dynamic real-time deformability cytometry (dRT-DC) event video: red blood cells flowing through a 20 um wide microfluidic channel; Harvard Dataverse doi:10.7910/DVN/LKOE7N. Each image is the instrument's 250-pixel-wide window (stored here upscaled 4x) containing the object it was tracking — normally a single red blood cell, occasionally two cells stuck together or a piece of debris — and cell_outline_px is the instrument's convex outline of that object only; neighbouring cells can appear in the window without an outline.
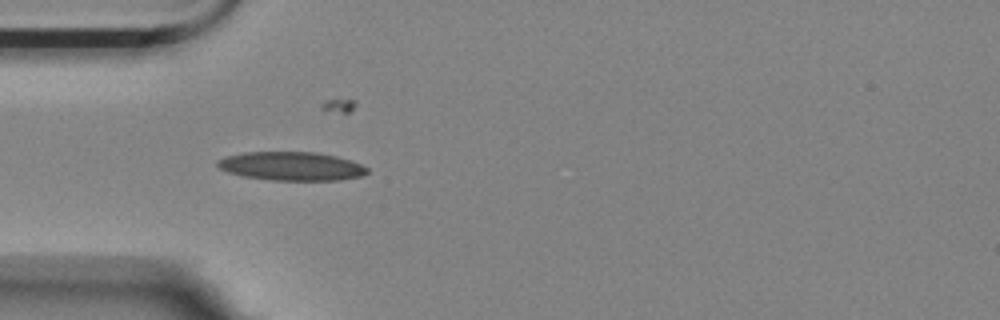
{"species": "Egyptian fruit bat (a non-hibernating species)", "species_latin": "Rousettus aegyptiacus", "temperature_condition": "room temperature", "stored_images_in_passage": 42, "camera_frame_rate_fps": 3000, "um_per_image_px": 0.085, "animal": {"sex": "female"}, "frame": {"image": 1, "passage_image": 1, "time_ms": 0.0, "image_size_px": [1000, 320], "cell_outline_px": [[368, 172], [360, 176], [336, 180], [272, 180], [244, 176], [228, 172], [220, 168], [216, 164], [216, 160], [224, 156], [244, 152], [316, 152], [336, 156], [352, 160], [368, 168]], "centroid_in_image_um": [24.75, 14.11], "position_along_channel_um": 60.3, "area_um2": 24.97}}
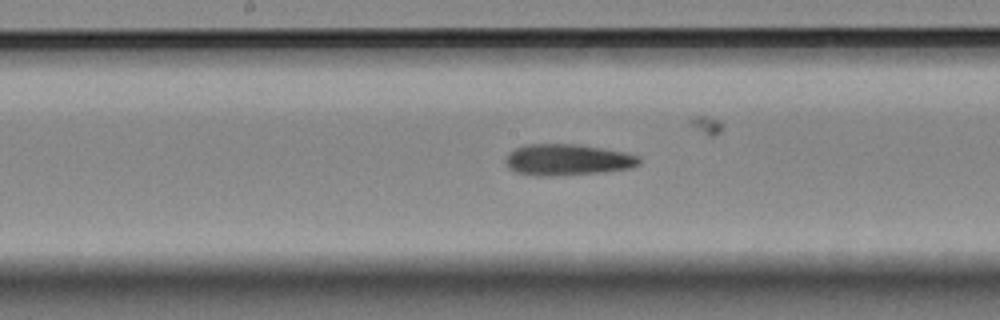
{"frame": {"image": 2, "passage_image": 13, "time_ms": 4.0, "image_size_px": [1000, 320], "cell_outline_px": [[640, 164], [628, 168], [604, 172], [552, 176], [536, 176], [516, 172], [508, 168], [504, 164], [504, 160], [516, 148], [528, 144], [580, 144], [624, 152], [640, 156]], "centroid_in_image_um": [48.23, 13.58], "position_along_channel_um": 200.0, "area_um2": 24.39}}
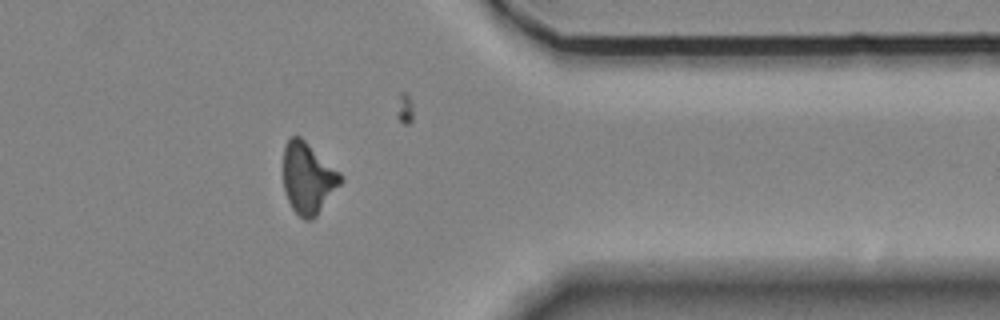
{"frame": {"image": 3, "passage_image": 30, "time_ms": 9.667, "image_size_px": [1000, 320], "cell_outline_px": [[344, 180], [316, 216], [312, 220], [304, 220], [292, 208], [288, 200], [284, 188], [284, 148], [288, 140], [292, 136], [300, 136], [340, 172]], "centroid_in_image_um": [26.2, 15.15], "position_along_channel_um": 385.2, "area_um2": 23.52}}